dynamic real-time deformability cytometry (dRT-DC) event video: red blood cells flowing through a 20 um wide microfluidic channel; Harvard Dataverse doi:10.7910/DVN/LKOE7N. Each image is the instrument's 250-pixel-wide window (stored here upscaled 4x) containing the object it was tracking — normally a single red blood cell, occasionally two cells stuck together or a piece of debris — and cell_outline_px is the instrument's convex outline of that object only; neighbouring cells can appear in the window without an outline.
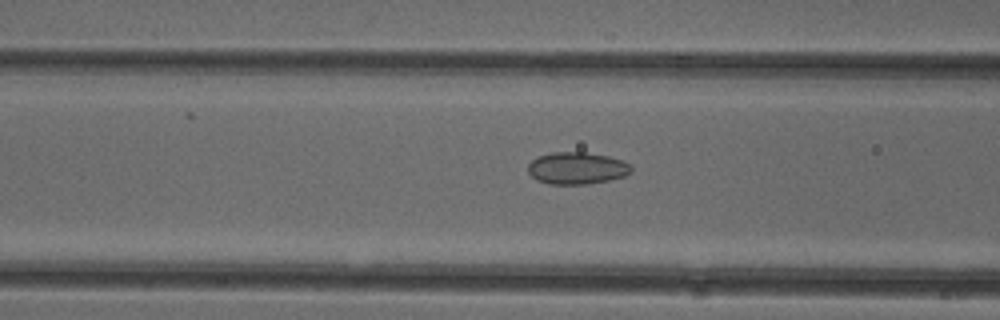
{"species": "common noctule bat (a hibernating species)", "species_latin": "Nyctalus noctula", "temperature_condition": "cold", "stored_images_in_passage": 26, "camera_frame_rate_fps": 3000, "um_per_image_px": 0.085, "animal": {"sex": "female"}, "frame": {"image": 1, "passage_image": 11, "time_ms": 3.333, "image_size_px": [1000, 320], "cell_outline_px": [[632, 172], [624, 176], [608, 180], [584, 184], [548, 184], [536, 180], [528, 172], [528, 164], [536, 156], [552, 152], [584, 152], [608, 156], [624, 160], [632, 164]], "centroid_in_image_um": [49.04, 14.28], "position_along_channel_um": 117.6, "area_um2": 19.48}}
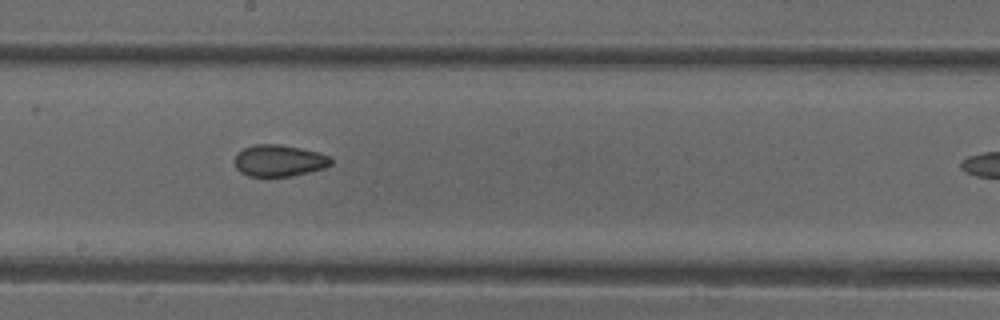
{"frame": {"image": 2, "passage_image": 19, "time_ms": 6.0, "image_size_px": [1000, 320], "cell_outline_px": [[332, 164], [324, 168], [308, 172], [288, 176], [248, 176], [240, 172], [236, 168], [236, 156], [244, 148], [256, 144], [280, 144], [300, 148], [316, 152], [328, 156], [332, 160]], "centroid_in_image_um": [23.72, 13.65], "position_along_channel_um": 224.5, "area_um2": 17.46}}
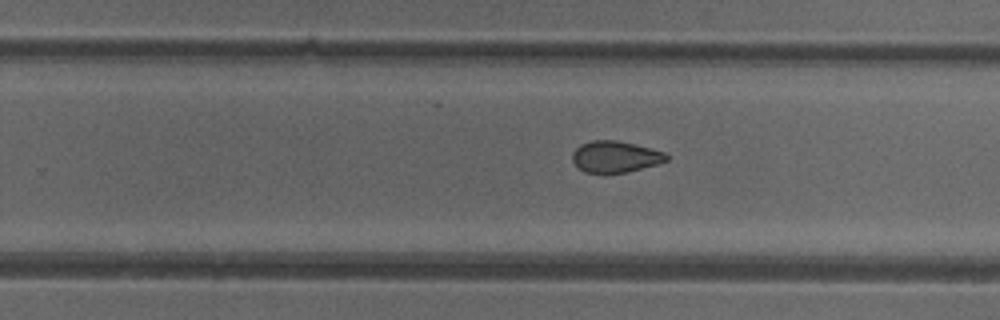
{"frame": {"image": 3, "passage_image": 23, "time_ms": 7.333, "image_size_px": [1000, 320], "cell_outline_px": [[668, 160], [656, 164], [628, 172], [604, 176], [584, 172], [572, 160], [572, 152], [580, 144], [592, 140], [616, 140], [664, 152], [668, 156]], "centroid_in_image_um": [52.24, 13.36], "position_along_channel_um": 277.6, "area_um2": 17.51}}